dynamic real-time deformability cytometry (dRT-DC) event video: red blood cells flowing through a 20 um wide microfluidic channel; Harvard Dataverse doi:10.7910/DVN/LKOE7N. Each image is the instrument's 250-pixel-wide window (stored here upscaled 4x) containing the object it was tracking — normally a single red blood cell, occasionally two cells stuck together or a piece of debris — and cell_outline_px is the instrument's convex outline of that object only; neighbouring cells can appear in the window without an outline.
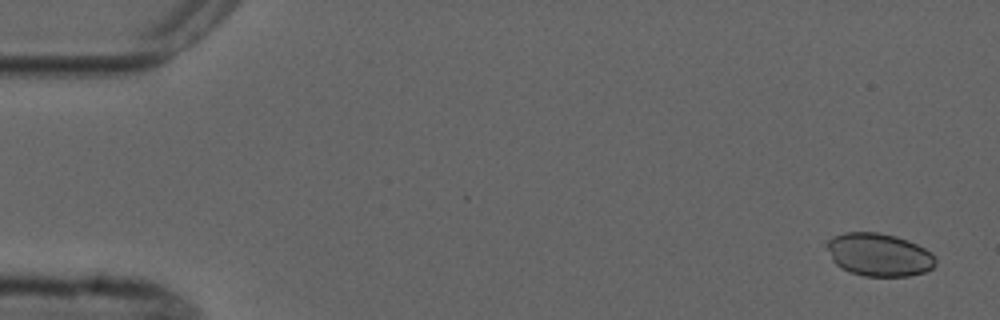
{"species": "common noctule bat (a hibernating species)", "species_latin": "Nyctalus noctula", "temperature_condition": "cold", "stored_images_in_passage": 5, "camera_frame_rate_fps": 3000, "um_per_image_px": 0.085, "animal": {"sex": "male", "forearm_length_mm": 52.5}, "frame": {"image": 1, "passage_image": 1, "time_ms": 0.0, "image_size_px": [1000, 320], "cell_outline_px": [[936, 264], [932, 268], [924, 272], [908, 276], [864, 276], [848, 272], [840, 268], [832, 260], [824, 244], [832, 236], [844, 232], [876, 232], [896, 236], [908, 240], [932, 252], [936, 256]], "centroid_in_image_um": [74.69, 21.65], "position_along_channel_um": 10.3, "area_um2": 27.57}}